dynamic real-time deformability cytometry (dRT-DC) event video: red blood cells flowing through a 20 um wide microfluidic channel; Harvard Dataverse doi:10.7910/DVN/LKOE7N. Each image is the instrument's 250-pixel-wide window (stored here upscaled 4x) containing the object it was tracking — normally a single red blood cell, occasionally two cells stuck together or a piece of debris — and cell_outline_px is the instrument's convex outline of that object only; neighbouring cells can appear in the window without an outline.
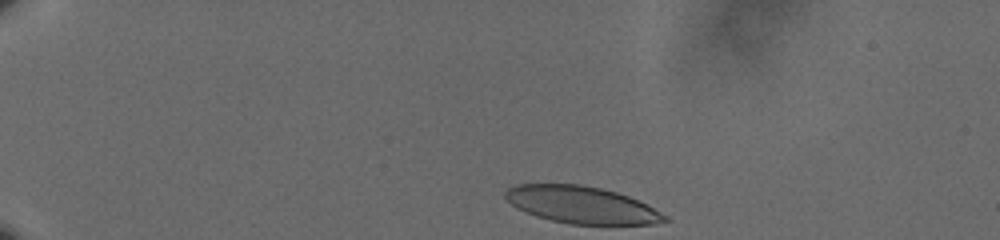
{"species": "human", "species_latin": "Homo sapiens", "temperature_condition": "cold", "stored_images_in_passage": 20, "camera_frame_rate_fps": 3000, "um_per_image_px": 0.085, "donor": {"sex": "male"}, "frame": {"image": 1, "passage_image": 1, "time_ms": 0.0, "image_size_px": [1000, 240], "cell_outline_px": [[672, 220], [652, 224], [568, 224], [536, 216], [516, 208], [504, 196], [504, 192], [508, 188], [516, 184], [580, 184], [600, 188], [616, 192], [628, 196], [668, 216]], "centroid_in_image_um": [49.41, 17.41], "position_along_channel_um": 35.6, "area_um2": 34.22}}
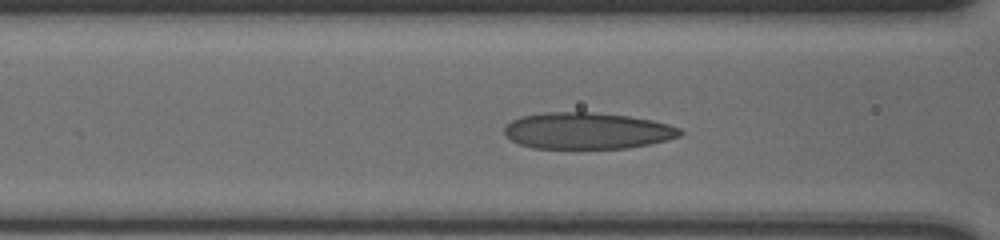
{"frame": {"image": 2, "passage_image": 15, "time_ms": 4.667, "image_size_px": [1000, 240], "cell_outline_px": [[684, 132], [680, 136], [668, 140], [628, 148], [532, 148], [520, 144], [504, 136], [504, 128], [512, 120], [520, 116], [544, 112], [596, 112], [628, 116], [652, 120], [668, 124], [680, 128]], "centroid_in_image_um": [49.91, 11.11], "position_along_channel_um": 116.7, "area_um2": 37.51}}
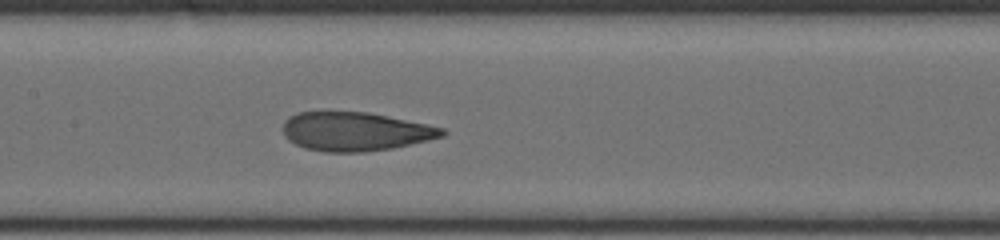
{"frame": {"image": 3, "passage_image": 20, "time_ms": 6.333, "image_size_px": [1000, 240], "cell_outline_px": [[448, 132], [444, 136], [428, 140], [392, 148], [364, 152], [324, 152], [304, 148], [288, 140], [284, 136], [284, 120], [288, 116], [300, 112], [368, 112], [444, 128]], "centroid_in_image_um": [30.18, 11.18], "position_along_channel_um": 177.2, "area_um2": 35.89}}